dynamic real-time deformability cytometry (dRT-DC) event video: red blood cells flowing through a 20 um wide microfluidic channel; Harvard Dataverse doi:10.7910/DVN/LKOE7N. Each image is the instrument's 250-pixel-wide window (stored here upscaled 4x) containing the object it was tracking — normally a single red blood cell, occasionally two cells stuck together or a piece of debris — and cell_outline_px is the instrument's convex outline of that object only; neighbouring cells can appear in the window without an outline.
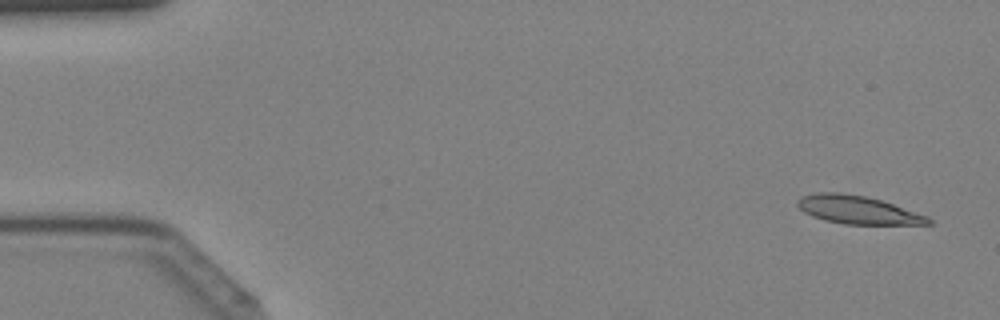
{"species": "Egyptian fruit bat (a non-hibernating species)", "species_latin": "Rousettus aegyptiacus", "temperature_condition": "cold", "stored_images_in_passage": 43, "camera_frame_rate_fps": 3000, "um_per_image_px": 0.085, "animal": {"sex": "female"}, "frame": {"image": 1, "passage_image": 2, "time_ms": 0.333, "image_size_px": [1000, 320], "cell_outline_px": [[932, 224], [844, 224], [824, 220], [812, 216], [804, 212], [796, 204], [796, 200], [800, 196], [816, 192], [836, 192], [864, 196], [880, 200], [928, 216], [932, 220]], "centroid_in_image_um": [72.86, 17.84], "position_along_channel_um": 12.1, "area_um2": 21.33}}
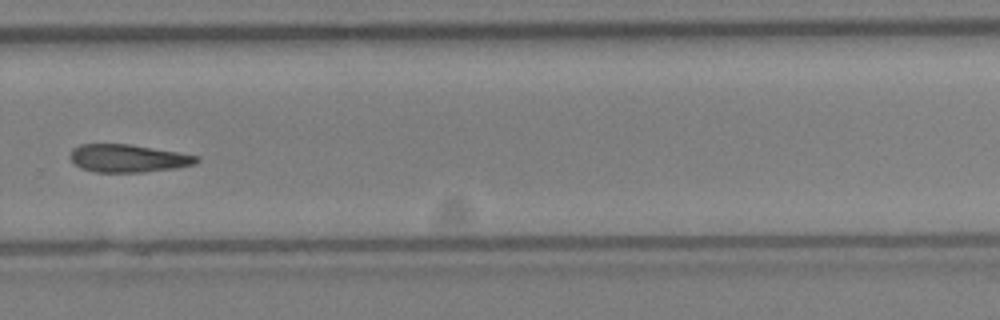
{"frame": {"image": 2, "passage_image": 30, "time_ms": 9.667, "image_size_px": [1000, 320], "cell_outline_px": [[200, 160], [196, 164], [176, 168], [144, 172], [96, 172], [80, 168], [68, 156], [72, 148], [80, 144], [128, 144], [200, 156]], "centroid_in_image_um": [10.88, 13.46], "position_along_channel_um": 318.9, "area_um2": 20.52}}
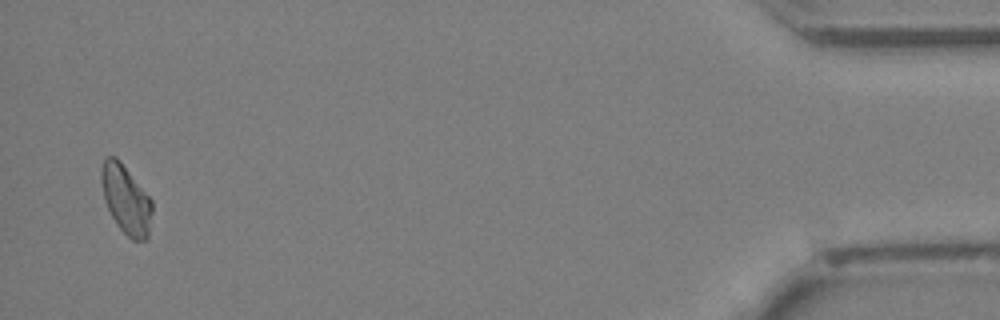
{"frame": {"image": 3, "passage_image": 42, "time_ms": 13.667, "image_size_px": [1000, 320], "cell_outline_px": [[152, 212], [148, 240], [132, 240], [116, 224], [104, 200], [100, 180], [100, 172], [104, 156], [116, 156], [152, 200]], "centroid_in_image_um": [10.69, 16.95], "position_along_channel_um": 424.5, "area_um2": 20.4}}